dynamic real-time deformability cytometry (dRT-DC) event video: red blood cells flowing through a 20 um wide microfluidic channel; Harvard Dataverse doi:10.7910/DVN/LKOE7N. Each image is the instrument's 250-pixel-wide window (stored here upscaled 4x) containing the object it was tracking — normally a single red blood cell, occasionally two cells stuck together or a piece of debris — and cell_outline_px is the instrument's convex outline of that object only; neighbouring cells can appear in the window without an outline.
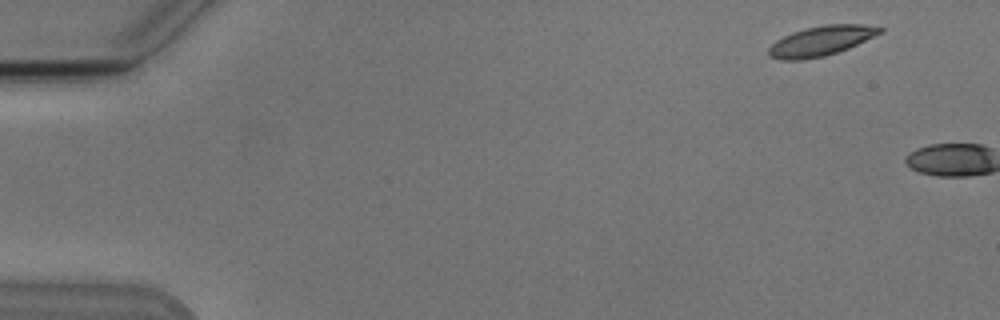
{"species": "Egyptian fruit bat (a non-hibernating species)", "species_latin": "Rousettus aegyptiacus", "temperature_condition": "cold", "stored_images_in_passage": 2, "camera_frame_rate_fps": 3000, "um_per_image_px": 0.085, "animal": {"sex": "male"}, "frame": {"image": 1, "passage_image": 1, "time_ms": 0.0, "image_size_px": [1000, 320], "cell_outline_px": [[884, 32], [848, 48], [824, 56], [800, 60], [784, 60], [768, 56], [768, 48], [776, 40], [792, 32], [804, 28], [824, 24], [864, 24], [884, 28]], "centroid_in_image_um": [69.79, 3.46], "position_along_channel_um": 15.2, "area_um2": 19.36}}